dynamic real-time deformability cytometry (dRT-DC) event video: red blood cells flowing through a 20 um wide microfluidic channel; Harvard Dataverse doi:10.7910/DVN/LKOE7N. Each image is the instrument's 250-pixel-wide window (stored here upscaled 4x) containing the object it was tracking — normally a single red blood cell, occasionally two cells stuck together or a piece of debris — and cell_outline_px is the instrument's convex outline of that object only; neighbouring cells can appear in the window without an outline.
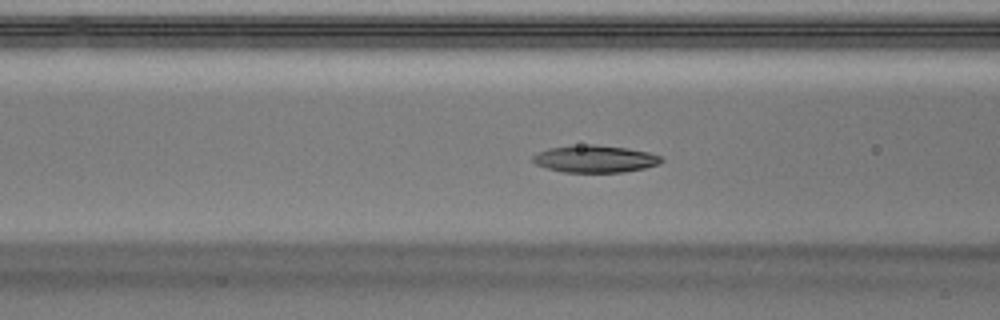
{"species": "Egyptian fruit bat (a non-hibernating species)", "species_latin": "Rousettus aegyptiacus", "temperature_condition": "warm", "stored_images_in_passage": 46, "camera_frame_rate_fps": 3000, "um_per_image_px": 0.085, "animal": {"sex": "male"}, "frame": {"image": 1, "passage_image": 16, "time_ms": 5.0, "image_size_px": [1000, 320], "cell_outline_px": [[664, 160], [660, 164], [644, 168], [624, 172], [564, 172], [548, 168], [536, 164], [532, 160], [532, 156], [548, 148], [588, 144], [592, 144], [628, 148], [648, 152], [660, 156]], "centroid_in_image_um": [50.61, 13.51], "position_along_channel_um": 116.0, "area_um2": 20.23}}
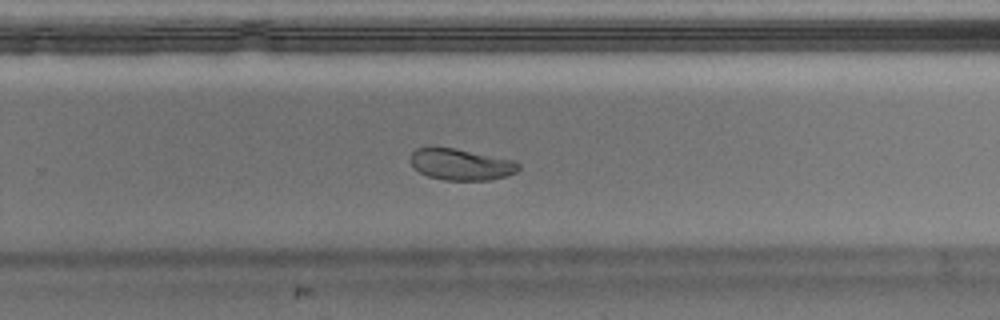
{"frame": {"image": 2, "passage_image": 29, "time_ms": 9.333, "image_size_px": [1000, 320], "cell_outline_px": [[520, 168], [516, 172], [508, 176], [492, 180], [444, 180], [428, 176], [412, 168], [408, 160], [412, 152], [416, 148], [456, 148], [516, 160], [520, 164]], "centroid_in_image_um": [39.2, 13.98], "position_along_channel_um": 290.6, "area_um2": 20.11}}
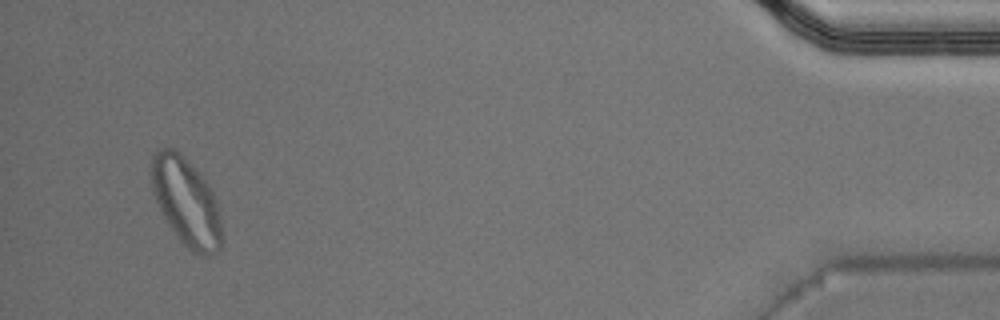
{"frame": {"image": 3, "passage_image": 44, "time_ms": 14.333, "image_size_px": [1000, 320], "cell_outline_px": [[220, 252], [212, 256], [204, 256], [192, 252], [176, 236], [168, 224], [152, 192], [152, 156], [156, 148], [172, 148], [180, 152], [204, 176], [212, 192], [216, 204], [220, 220]], "centroid_in_image_um": [15.82, 17.14], "position_along_channel_um": 419.4, "area_um2": 35.95}, "authors_computed_cell_mechanics": {"area_um2": 20.3745, "velocity_mm_per_s": 4.0312, "shape_relaxation_time_tau1_ms": 2.9689, "shape_relaxation_time_tau2_ms": 1.9986, "deformation_change_tau1": 0.1527, "deformation_change_tau2": 0.0594}}